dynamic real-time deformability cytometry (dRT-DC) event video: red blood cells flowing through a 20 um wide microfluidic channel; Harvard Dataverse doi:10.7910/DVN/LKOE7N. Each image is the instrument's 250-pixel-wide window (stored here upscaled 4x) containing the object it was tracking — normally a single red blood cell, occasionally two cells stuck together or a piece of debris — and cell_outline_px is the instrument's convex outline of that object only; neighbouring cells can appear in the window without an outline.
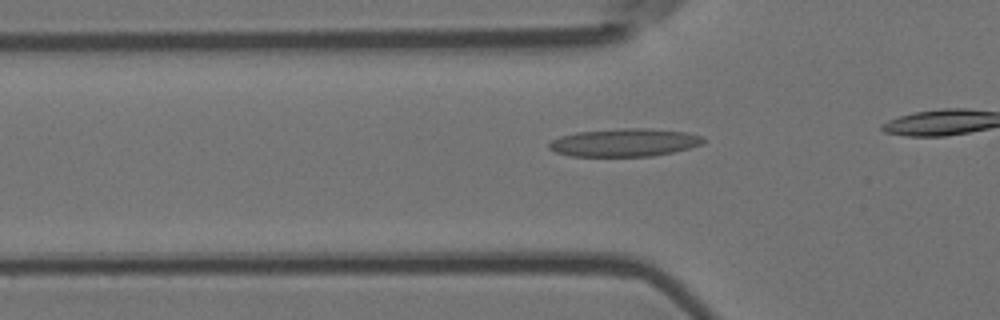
{"species": "Egyptian fruit bat (a non-hibernating species)", "species_latin": "Rousettus aegyptiacus", "temperature_condition": "room temperature", "stored_images_in_passage": 22, "camera_frame_rate_fps": 3000, "um_per_image_px": 0.085, "animal": {"sex": "female"}, "frame": {"image": 1, "passage_image": 10, "time_ms": 3.0, "image_size_px": [1000, 320], "cell_outline_px": [[704, 144], [672, 152], [652, 156], [572, 156], [556, 152], [548, 148], [548, 144], [552, 140], [560, 136], [576, 132], [620, 128], [648, 128], [684, 132], [700, 136], [704, 140]], "centroid_in_image_um": [53.05, 12.11], "position_along_channel_um": 72.8, "area_um2": 25.03}}
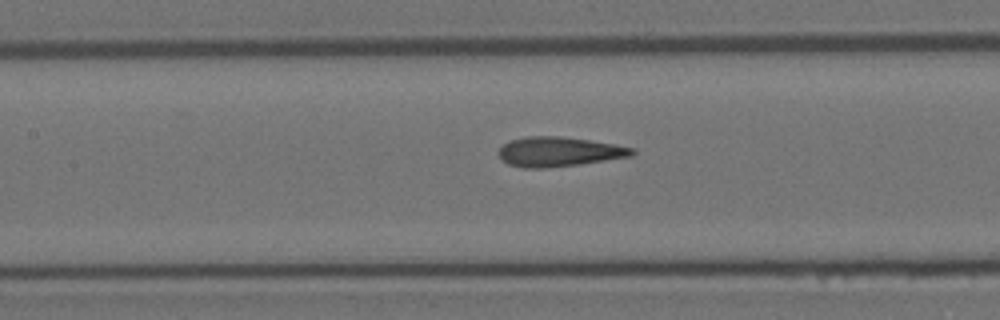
{"frame": {"image": 2, "passage_image": 17, "time_ms": 5.333, "image_size_px": [1000, 320], "cell_outline_px": [[636, 152], [632, 156], [580, 164], [544, 168], [524, 168], [508, 164], [500, 160], [500, 148], [508, 140], [528, 136], [560, 136], [616, 144], [636, 148]], "centroid_in_image_um": [47.52, 12.89], "position_along_channel_um": 159.9, "area_um2": 23.12}}
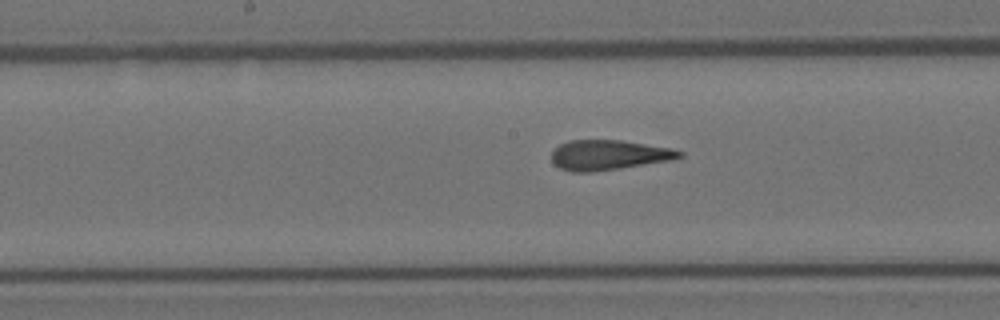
{"frame": {"image": 3, "passage_image": 20, "time_ms": 6.333, "image_size_px": [1000, 320], "cell_outline_px": [[684, 156], [672, 160], [620, 168], [592, 172], [572, 172], [560, 168], [552, 160], [552, 152], [560, 144], [568, 140], [620, 140], [672, 148], [684, 152]], "centroid_in_image_um": [51.76, 13.17], "position_along_channel_um": 196.4, "area_um2": 22.31}}